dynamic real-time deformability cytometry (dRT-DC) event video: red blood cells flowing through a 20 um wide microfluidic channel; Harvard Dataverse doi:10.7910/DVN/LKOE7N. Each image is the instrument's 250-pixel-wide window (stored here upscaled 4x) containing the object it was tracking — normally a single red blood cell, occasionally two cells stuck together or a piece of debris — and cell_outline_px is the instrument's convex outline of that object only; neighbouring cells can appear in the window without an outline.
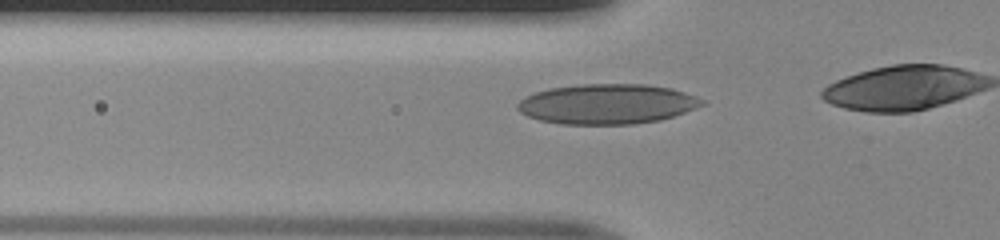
{"species": "human", "species_latin": "Homo sapiens", "temperature_condition": "room temperature", "stored_images_in_passage": 17, "camera_frame_rate_fps": 3000, "um_per_image_px": 0.085, "donor": {"sex": "male"}, "frame": {"image": 1, "passage_image": 12, "time_ms": 3.667, "image_size_px": [1000, 240], "cell_outline_px": [[708, 100], [704, 104], [696, 108], [660, 120], [636, 124], [560, 124], [540, 120], [528, 116], [520, 112], [516, 108], [516, 104], [524, 96], [548, 88], [580, 84], [644, 84], [672, 88]], "centroid_in_image_um": [51.6, 8.83], "position_along_channel_um": 74.2, "area_um2": 43.29}}
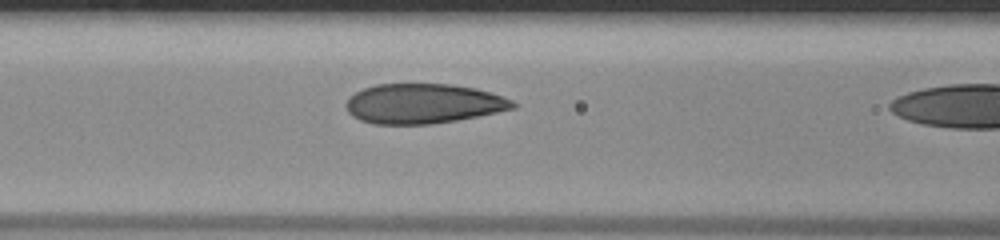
{"frame": {"image": 2, "passage_image": 16, "time_ms": 5.0, "image_size_px": [1000, 240], "cell_outline_px": [[516, 108], [456, 120], [432, 124], [376, 124], [360, 120], [352, 116], [348, 112], [344, 104], [356, 92], [364, 88], [376, 84], [448, 84], [476, 88], [512, 100], [516, 104]], "centroid_in_image_um": [35.95, 8.81], "position_along_channel_um": 130.7, "area_um2": 38.44}}